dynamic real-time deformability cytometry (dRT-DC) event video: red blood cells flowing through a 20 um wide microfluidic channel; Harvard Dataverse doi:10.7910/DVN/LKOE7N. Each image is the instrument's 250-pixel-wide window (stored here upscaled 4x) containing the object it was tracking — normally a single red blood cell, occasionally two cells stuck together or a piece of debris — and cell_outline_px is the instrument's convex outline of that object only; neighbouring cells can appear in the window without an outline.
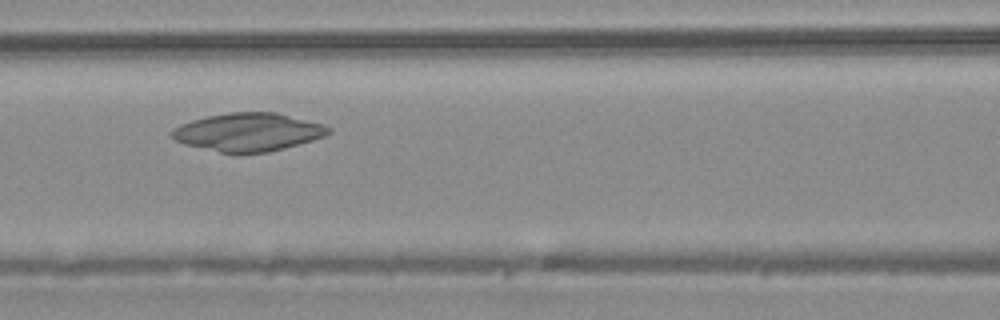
{"species": "common noctule bat (a hibernating species)", "species_latin": "Nyctalus noctula", "temperature_condition": "warm", "stored_images_in_passage": 5, "camera_frame_rate_fps": 3000, "um_per_image_px": 0.085, "animal": {"sex": "male", "body_mass_g": 20.4}, "frame": {"image": 1, "passage_image": 5, "time_ms": 1.333, "image_size_px": [1000, 320], "cell_outline_px": [[332, 132], [324, 136], [312, 140], [284, 148], [268, 152], [236, 156], [184, 144], [176, 140], [172, 136], [172, 128], [180, 124], [192, 120], [208, 116], [228, 112], [276, 112], [324, 124], [332, 128]], "centroid_in_image_um": [21.1, 11.25], "position_along_channel_um": 145.5, "area_um2": 35.32}}